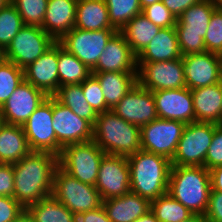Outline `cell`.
<instances>
[{
    "mask_svg": "<svg viewBox=\"0 0 222 222\" xmlns=\"http://www.w3.org/2000/svg\"><path fill=\"white\" fill-rule=\"evenodd\" d=\"M4 59V50L0 47V62H2Z\"/></svg>",
    "mask_w": 222,
    "mask_h": 222,
    "instance_id": "cell-53",
    "label": "cell"
},
{
    "mask_svg": "<svg viewBox=\"0 0 222 222\" xmlns=\"http://www.w3.org/2000/svg\"><path fill=\"white\" fill-rule=\"evenodd\" d=\"M81 86L88 104L97 114L110 110L106 105L101 85L93 74L84 80Z\"/></svg>",
    "mask_w": 222,
    "mask_h": 222,
    "instance_id": "cell-39",
    "label": "cell"
},
{
    "mask_svg": "<svg viewBox=\"0 0 222 222\" xmlns=\"http://www.w3.org/2000/svg\"><path fill=\"white\" fill-rule=\"evenodd\" d=\"M58 156L49 152L31 151L13 164L14 198L26 209L52 194L53 177Z\"/></svg>",
    "mask_w": 222,
    "mask_h": 222,
    "instance_id": "cell-1",
    "label": "cell"
},
{
    "mask_svg": "<svg viewBox=\"0 0 222 222\" xmlns=\"http://www.w3.org/2000/svg\"><path fill=\"white\" fill-rule=\"evenodd\" d=\"M133 222H159V221L156 219L155 214L151 210H149L146 214L135 219Z\"/></svg>",
    "mask_w": 222,
    "mask_h": 222,
    "instance_id": "cell-48",
    "label": "cell"
},
{
    "mask_svg": "<svg viewBox=\"0 0 222 222\" xmlns=\"http://www.w3.org/2000/svg\"><path fill=\"white\" fill-rule=\"evenodd\" d=\"M22 127L31 151L60 155L63 147L53 129V96H48Z\"/></svg>",
    "mask_w": 222,
    "mask_h": 222,
    "instance_id": "cell-10",
    "label": "cell"
},
{
    "mask_svg": "<svg viewBox=\"0 0 222 222\" xmlns=\"http://www.w3.org/2000/svg\"><path fill=\"white\" fill-rule=\"evenodd\" d=\"M53 97L65 107L70 108L77 116L94 125L98 114L88 104L81 84L60 86Z\"/></svg>",
    "mask_w": 222,
    "mask_h": 222,
    "instance_id": "cell-31",
    "label": "cell"
},
{
    "mask_svg": "<svg viewBox=\"0 0 222 222\" xmlns=\"http://www.w3.org/2000/svg\"><path fill=\"white\" fill-rule=\"evenodd\" d=\"M206 51L222 55V6L219 5L210 18L204 37Z\"/></svg>",
    "mask_w": 222,
    "mask_h": 222,
    "instance_id": "cell-38",
    "label": "cell"
},
{
    "mask_svg": "<svg viewBox=\"0 0 222 222\" xmlns=\"http://www.w3.org/2000/svg\"><path fill=\"white\" fill-rule=\"evenodd\" d=\"M3 123V120H2V117H1V114H0V126L2 125Z\"/></svg>",
    "mask_w": 222,
    "mask_h": 222,
    "instance_id": "cell-54",
    "label": "cell"
},
{
    "mask_svg": "<svg viewBox=\"0 0 222 222\" xmlns=\"http://www.w3.org/2000/svg\"><path fill=\"white\" fill-rule=\"evenodd\" d=\"M92 71L75 55L67 52L58 43V76L59 87L72 84H81Z\"/></svg>",
    "mask_w": 222,
    "mask_h": 222,
    "instance_id": "cell-32",
    "label": "cell"
},
{
    "mask_svg": "<svg viewBox=\"0 0 222 222\" xmlns=\"http://www.w3.org/2000/svg\"><path fill=\"white\" fill-rule=\"evenodd\" d=\"M210 172L211 191L222 192V166L215 167Z\"/></svg>",
    "mask_w": 222,
    "mask_h": 222,
    "instance_id": "cell-47",
    "label": "cell"
},
{
    "mask_svg": "<svg viewBox=\"0 0 222 222\" xmlns=\"http://www.w3.org/2000/svg\"><path fill=\"white\" fill-rule=\"evenodd\" d=\"M25 25L42 27L48 0H13Z\"/></svg>",
    "mask_w": 222,
    "mask_h": 222,
    "instance_id": "cell-37",
    "label": "cell"
},
{
    "mask_svg": "<svg viewBox=\"0 0 222 222\" xmlns=\"http://www.w3.org/2000/svg\"><path fill=\"white\" fill-rule=\"evenodd\" d=\"M137 81L152 92L186 87L182 58L137 63Z\"/></svg>",
    "mask_w": 222,
    "mask_h": 222,
    "instance_id": "cell-13",
    "label": "cell"
},
{
    "mask_svg": "<svg viewBox=\"0 0 222 222\" xmlns=\"http://www.w3.org/2000/svg\"><path fill=\"white\" fill-rule=\"evenodd\" d=\"M182 61L190 90L222 82V55L205 51L184 55Z\"/></svg>",
    "mask_w": 222,
    "mask_h": 222,
    "instance_id": "cell-15",
    "label": "cell"
},
{
    "mask_svg": "<svg viewBox=\"0 0 222 222\" xmlns=\"http://www.w3.org/2000/svg\"><path fill=\"white\" fill-rule=\"evenodd\" d=\"M204 217L207 222H222V192H210L209 203Z\"/></svg>",
    "mask_w": 222,
    "mask_h": 222,
    "instance_id": "cell-44",
    "label": "cell"
},
{
    "mask_svg": "<svg viewBox=\"0 0 222 222\" xmlns=\"http://www.w3.org/2000/svg\"><path fill=\"white\" fill-rule=\"evenodd\" d=\"M116 32V29L89 31L74 27L58 43L92 71L107 42Z\"/></svg>",
    "mask_w": 222,
    "mask_h": 222,
    "instance_id": "cell-11",
    "label": "cell"
},
{
    "mask_svg": "<svg viewBox=\"0 0 222 222\" xmlns=\"http://www.w3.org/2000/svg\"><path fill=\"white\" fill-rule=\"evenodd\" d=\"M159 222H183L194 214L168 193L151 201V209Z\"/></svg>",
    "mask_w": 222,
    "mask_h": 222,
    "instance_id": "cell-33",
    "label": "cell"
},
{
    "mask_svg": "<svg viewBox=\"0 0 222 222\" xmlns=\"http://www.w3.org/2000/svg\"><path fill=\"white\" fill-rule=\"evenodd\" d=\"M31 152L22 126H0V163L14 164Z\"/></svg>",
    "mask_w": 222,
    "mask_h": 222,
    "instance_id": "cell-26",
    "label": "cell"
},
{
    "mask_svg": "<svg viewBox=\"0 0 222 222\" xmlns=\"http://www.w3.org/2000/svg\"><path fill=\"white\" fill-rule=\"evenodd\" d=\"M24 210L14 197L0 196V222L14 221Z\"/></svg>",
    "mask_w": 222,
    "mask_h": 222,
    "instance_id": "cell-42",
    "label": "cell"
},
{
    "mask_svg": "<svg viewBox=\"0 0 222 222\" xmlns=\"http://www.w3.org/2000/svg\"><path fill=\"white\" fill-rule=\"evenodd\" d=\"M130 167V191L150 202L168 190L171 160L143 150L127 157Z\"/></svg>",
    "mask_w": 222,
    "mask_h": 222,
    "instance_id": "cell-2",
    "label": "cell"
},
{
    "mask_svg": "<svg viewBox=\"0 0 222 222\" xmlns=\"http://www.w3.org/2000/svg\"><path fill=\"white\" fill-rule=\"evenodd\" d=\"M26 210L34 222H76V215L59 202L53 194L29 205Z\"/></svg>",
    "mask_w": 222,
    "mask_h": 222,
    "instance_id": "cell-30",
    "label": "cell"
},
{
    "mask_svg": "<svg viewBox=\"0 0 222 222\" xmlns=\"http://www.w3.org/2000/svg\"><path fill=\"white\" fill-rule=\"evenodd\" d=\"M23 26L25 24L12 2L0 8V47L3 50Z\"/></svg>",
    "mask_w": 222,
    "mask_h": 222,
    "instance_id": "cell-35",
    "label": "cell"
},
{
    "mask_svg": "<svg viewBox=\"0 0 222 222\" xmlns=\"http://www.w3.org/2000/svg\"><path fill=\"white\" fill-rule=\"evenodd\" d=\"M74 27L89 31L115 29L109 21L105 0H78Z\"/></svg>",
    "mask_w": 222,
    "mask_h": 222,
    "instance_id": "cell-28",
    "label": "cell"
},
{
    "mask_svg": "<svg viewBox=\"0 0 222 222\" xmlns=\"http://www.w3.org/2000/svg\"><path fill=\"white\" fill-rule=\"evenodd\" d=\"M162 0H139L140 2V6H141V9L143 10L145 7L153 4V3H157V2H160Z\"/></svg>",
    "mask_w": 222,
    "mask_h": 222,
    "instance_id": "cell-51",
    "label": "cell"
},
{
    "mask_svg": "<svg viewBox=\"0 0 222 222\" xmlns=\"http://www.w3.org/2000/svg\"><path fill=\"white\" fill-rule=\"evenodd\" d=\"M102 72H137L136 56L119 31L107 42L92 70V73Z\"/></svg>",
    "mask_w": 222,
    "mask_h": 222,
    "instance_id": "cell-21",
    "label": "cell"
},
{
    "mask_svg": "<svg viewBox=\"0 0 222 222\" xmlns=\"http://www.w3.org/2000/svg\"><path fill=\"white\" fill-rule=\"evenodd\" d=\"M112 111L127 122L139 127L158 118L152 91L142 87L138 82Z\"/></svg>",
    "mask_w": 222,
    "mask_h": 222,
    "instance_id": "cell-17",
    "label": "cell"
},
{
    "mask_svg": "<svg viewBox=\"0 0 222 222\" xmlns=\"http://www.w3.org/2000/svg\"><path fill=\"white\" fill-rule=\"evenodd\" d=\"M130 167L126 156L105 154L100 161L95 187L103 200L130 192Z\"/></svg>",
    "mask_w": 222,
    "mask_h": 222,
    "instance_id": "cell-14",
    "label": "cell"
},
{
    "mask_svg": "<svg viewBox=\"0 0 222 222\" xmlns=\"http://www.w3.org/2000/svg\"><path fill=\"white\" fill-rule=\"evenodd\" d=\"M106 153L94 142L69 144L58 156V166L82 183L95 186L100 161Z\"/></svg>",
    "mask_w": 222,
    "mask_h": 222,
    "instance_id": "cell-6",
    "label": "cell"
},
{
    "mask_svg": "<svg viewBox=\"0 0 222 222\" xmlns=\"http://www.w3.org/2000/svg\"><path fill=\"white\" fill-rule=\"evenodd\" d=\"M158 118L178 120L185 124L195 121L192 92L189 88L166 89L152 92Z\"/></svg>",
    "mask_w": 222,
    "mask_h": 222,
    "instance_id": "cell-19",
    "label": "cell"
},
{
    "mask_svg": "<svg viewBox=\"0 0 222 222\" xmlns=\"http://www.w3.org/2000/svg\"><path fill=\"white\" fill-rule=\"evenodd\" d=\"M142 14L160 28L174 27L177 23L175 15L165 7L162 1L145 7Z\"/></svg>",
    "mask_w": 222,
    "mask_h": 222,
    "instance_id": "cell-40",
    "label": "cell"
},
{
    "mask_svg": "<svg viewBox=\"0 0 222 222\" xmlns=\"http://www.w3.org/2000/svg\"><path fill=\"white\" fill-rule=\"evenodd\" d=\"M210 192V172L205 167H171L167 193L194 215H205Z\"/></svg>",
    "mask_w": 222,
    "mask_h": 222,
    "instance_id": "cell-3",
    "label": "cell"
},
{
    "mask_svg": "<svg viewBox=\"0 0 222 222\" xmlns=\"http://www.w3.org/2000/svg\"><path fill=\"white\" fill-rule=\"evenodd\" d=\"M219 166H222V125L215 123V131L207 150L204 167L212 170Z\"/></svg>",
    "mask_w": 222,
    "mask_h": 222,
    "instance_id": "cell-41",
    "label": "cell"
},
{
    "mask_svg": "<svg viewBox=\"0 0 222 222\" xmlns=\"http://www.w3.org/2000/svg\"><path fill=\"white\" fill-rule=\"evenodd\" d=\"M219 5L214 0H201L177 18L174 27L182 56L206 51L204 37L213 11Z\"/></svg>",
    "mask_w": 222,
    "mask_h": 222,
    "instance_id": "cell-5",
    "label": "cell"
},
{
    "mask_svg": "<svg viewBox=\"0 0 222 222\" xmlns=\"http://www.w3.org/2000/svg\"><path fill=\"white\" fill-rule=\"evenodd\" d=\"M103 207L111 222H133L151 209V202L132 193L103 200Z\"/></svg>",
    "mask_w": 222,
    "mask_h": 222,
    "instance_id": "cell-24",
    "label": "cell"
},
{
    "mask_svg": "<svg viewBox=\"0 0 222 222\" xmlns=\"http://www.w3.org/2000/svg\"><path fill=\"white\" fill-rule=\"evenodd\" d=\"M76 222H111L103 206L80 213L76 216Z\"/></svg>",
    "mask_w": 222,
    "mask_h": 222,
    "instance_id": "cell-45",
    "label": "cell"
},
{
    "mask_svg": "<svg viewBox=\"0 0 222 222\" xmlns=\"http://www.w3.org/2000/svg\"><path fill=\"white\" fill-rule=\"evenodd\" d=\"M109 21L120 31L131 19L142 13L139 0H105Z\"/></svg>",
    "mask_w": 222,
    "mask_h": 222,
    "instance_id": "cell-34",
    "label": "cell"
},
{
    "mask_svg": "<svg viewBox=\"0 0 222 222\" xmlns=\"http://www.w3.org/2000/svg\"><path fill=\"white\" fill-rule=\"evenodd\" d=\"M12 222H34L32 216L25 209L14 221Z\"/></svg>",
    "mask_w": 222,
    "mask_h": 222,
    "instance_id": "cell-49",
    "label": "cell"
},
{
    "mask_svg": "<svg viewBox=\"0 0 222 222\" xmlns=\"http://www.w3.org/2000/svg\"><path fill=\"white\" fill-rule=\"evenodd\" d=\"M23 80L24 69L5 59L0 62V108Z\"/></svg>",
    "mask_w": 222,
    "mask_h": 222,
    "instance_id": "cell-36",
    "label": "cell"
},
{
    "mask_svg": "<svg viewBox=\"0 0 222 222\" xmlns=\"http://www.w3.org/2000/svg\"><path fill=\"white\" fill-rule=\"evenodd\" d=\"M185 123L157 118L140 127L141 150L172 161Z\"/></svg>",
    "mask_w": 222,
    "mask_h": 222,
    "instance_id": "cell-12",
    "label": "cell"
},
{
    "mask_svg": "<svg viewBox=\"0 0 222 222\" xmlns=\"http://www.w3.org/2000/svg\"><path fill=\"white\" fill-rule=\"evenodd\" d=\"M215 131V123L186 124L178 142L172 166H203Z\"/></svg>",
    "mask_w": 222,
    "mask_h": 222,
    "instance_id": "cell-8",
    "label": "cell"
},
{
    "mask_svg": "<svg viewBox=\"0 0 222 222\" xmlns=\"http://www.w3.org/2000/svg\"><path fill=\"white\" fill-rule=\"evenodd\" d=\"M99 81L107 107L112 110L138 82L137 72L92 73Z\"/></svg>",
    "mask_w": 222,
    "mask_h": 222,
    "instance_id": "cell-27",
    "label": "cell"
},
{
    "mask_svg": "<svg viewBox=\"0 0 222 222\" xmlns=\"http://www.w3.org/2000/svg\"><path fill=\"white\" fill-rule=\"evenodd\" d=\"M53 129L58 143L64 147L69 144L92 141L93 126L80 118L53 97Z\"/></svg>",
    "mask_w": 222,
    "mask_h": 222,
    "instance_id": "cell-18",
    "label": "cell"
},
{
    "mask_svg": "<svg viewBox=\"0 0 222 222\" xmlns=\"http://www.w3.org/2000/svg\"><path fill=\"white\" fill-rule=\"evenodd\" d=\"M196 122L221 124L222 82L191 90Z\"/></svg>",
    "mask_w": 222,
    "mask_h": 222,
    "instance_id": "cell-25",
    "label": "cell"
},
{
    "mask_svg": "<svg viewBox=\"0 0 222 222\" xmlns=\"http://www.w3.org/2000/svg\"><path fill=\"white\" fill-rule=\"evenodd\" d=\"M78 0H48L42 29L56 42L75 26Z\"/></svg>",
    "mask_w": 222,
    "mask_h": 222,
    "instance_id": "cell-22",
    "label": "cell"
},
{
    "mask_svg": "<svg viewBox=\"0 0 222 222\" xmlns=\"http://www.w3.org/2000/svg\"><path fill=\"white\" fill-rule=\"evenodd\" d=\"M13 164L0 163V196L14 197Z\"/></svg>",
    "mask_w": 222,
    "mask_h": 222,
    "instance_id": "cell-43",
    "label": "cell"
},
{
    "mask_svg": "<svg viewBox=\"0 0 222 222\" xmlns=\"http://www.w3.org/2000/svg\"><path fill=\"white\" fill-rule=\"evenodd\" d=\"M55 43L56 41L41 27L25 25L4 50V58L24 69Z\"/></svg>",
    "mask_w": 222,
    "mask_h": 222,
    "instance_id": "cell-9",
    "label": "cell"
},
{
    "mask_svg": "<svg viewBox=\"0 0 222 222\" xmlns=\"http://www.w3.org/2000/svg\"><path fill=\"white\" fill-rule=\"evenodd\" d=\"M10 2V0H0V8L4 7L5 5H7Z\"/></svg>",
    "mask_w": 222,
    "mask_h": 222,
    "instance_id": "cell-52",
    "label": "cell"
},
{
    "mask_svg": "<svg viewBox=\"0 0 222 222\" xmlns=\"http://www.w3.org/2000/svg\"><path fill=\"white\" fill-rule=\"evenodd\" d=\"M182 58L175 27L161 28L144 50L136 57V63L162 62Z\"/></svg>",
    "mask_w": 222,
    "mask_h": 222,
    "instance_id": "cell-23",
    "label": "cell"
},
{
    "mask_svg": "<svg viewBox=\"0 0 222 222\" xmlns=\"http://www.w3.org/2000/svg\"><path fill=\"white\" fill-rule=\"evenodd\" d=\"M160 29L141 13L131 19L119 32L137 57Z\"/></svg>",
    "mask_w": 222,
    "mask_h": 222,
    "instance_id": "cell-29",
    "label": "cell"
},
{
    "mask_svg": "<svg viewBox=\"0 0 222 222\" xmlns=\"http://www.w3.org/2000/svg\"><path fill=\"white\" fill-rule=\"evenodd\" d=\"M92 141L106 154L128 157L141 150L140 127L108 110L98 114Z\"/></svg>",
    "mask_w": 222,
    "mask_h": 222,
    "instance_id": "cell-4",
    "label": "cell"
},
{
    "mask_svg": "<svg viewBox=\"0 0 222 222\" xmlns=\"http://www.w3.org/2000/svg\"><path fill=\"white\" fill-rule=\"evenodd\" d=\"M24 80L47 96H53L58 91V42L24 68Z\"/></svg>",
    "mask_w": 222,
    "mask_h": 222,
    "instance_id": "cell-20",
    "label": "cell"
},
{
    "mask_svg": "<svg viewBox=\"0 0 222 222\" xmlns=\"http://www.w3.org/2000/svg\"><path fill=\"white\" fill-rule=\"evenodd\" d=\"M48 96L23 80L0 108L3 123L23 126Z\"/></svg>",
    "mask_w": 222,
    "mask_h": 222,
    "instance_id": "cell-16",
    "label": "cell"
},
{
    "mask_svg": "<svg viewBox=\"0 0 222 222\" xmlns=\"http://www.w3.org/2000/svg\"><path fill=\"white\" fill-rule=\"evenodd\" d=\"M221 125H222V106H221Z\"/></svg>",
    "mask_w": 222,
    "mask_h": 222,
    "instance_id": "cell-55",
    "label": "cell"
},
{
    "mask_svg": "<svg viewBox=\"0 0 222 222\" xmlns=\"http://www.w3.org/2000/svg\"><path fill=\"white\" fill-rule=\"evenodd\" d=\"M52 194L76 216L103 206L95 186L82 183L59 166L54 172Z\"/></svg>",
    "mask_w": 222,
    "mask_h": 222,
    "instance_id": "cell-7",
    "label": "cell"
},
{
    "mask_svg": "<svg viewBox=\"0 0 222 222\" xmlns=\"http://www.w3.org/2000/svg\"><path fill=\"white\" fill-rule=\"evenodd\" d=\"M183 222H207L206 218L202 215H193L188 220Z\"/></svg>",
    "mask_w": 222,
    "mask_h": 222,
    "instance_id": "cell-50",
    "label": "cell"
},
{
    "mask_svg": "<svg viewBox=\"0 0 222 222\" xmlns=\"http://www.w3.org/2000/svg\"><path fill=\"white\" fill-rule=\"evenodd\" d=\"M201 0H162L165 7L178 18L190 6L199 3Z\"/></svg>",
    "mask_w": 222,
    "mask_h": 222,
    "instance_id": "cell-46",
    "label": "cell"
}]
</instances>
